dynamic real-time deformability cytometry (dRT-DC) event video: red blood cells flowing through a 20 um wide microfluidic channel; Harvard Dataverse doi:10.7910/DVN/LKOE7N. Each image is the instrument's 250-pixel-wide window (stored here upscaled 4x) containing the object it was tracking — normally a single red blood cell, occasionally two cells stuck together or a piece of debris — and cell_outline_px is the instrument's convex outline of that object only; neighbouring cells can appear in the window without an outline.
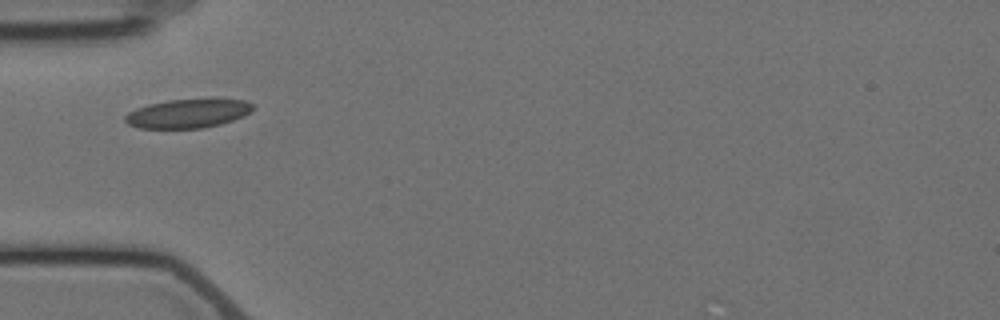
{"species": "Egyptian fruit bat (a non-hibernating species)", "species_latin": "Rousettus aegyptiacus", "temperature_condition": "cold", "stored_images_in_passage": 11, "camera_frame_rate_fps": 3000, "um_per_image_px": 0.085, "animal": {"sex": "female"}, "frame": {"image": 1, "passage_image": 1, "time_ms": 0.0, "image_size_px": [1000, 320], "cell_outline_px": [[252, 112], [244, 116], [220, 124], [204, 128], [140, 128], [128, 124], [124, 120], [124, 116], [128, 112], [136, 108], [148, 104], [168, 100], [244, 100], [252, 104]], "centroid_in_image_um": [15.93, 9.66], "position_along_channel_um": 69.1, "area_um2": 21.21}}
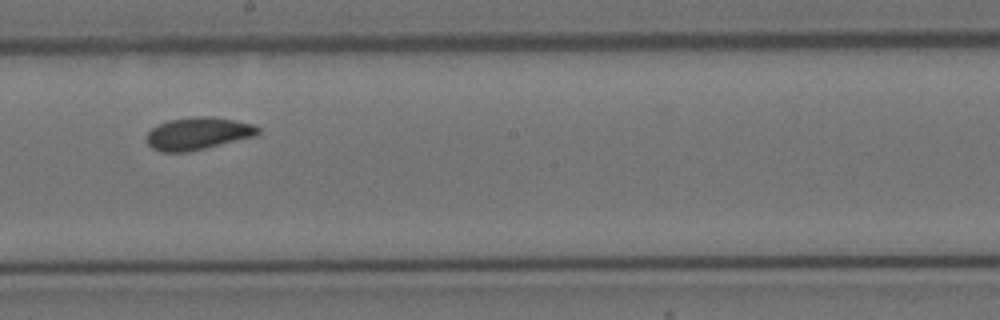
{"frame": {"image": 2, "passage_image": 5, "time_ms": 4.667, "image_size_px": [1000, 320], "cell_outline_px": [[260, 132], [256, 136], [188, 152], [160, 152], [152, 148], [148, 144], [148, 132], [152, 128], [168, 120], [196, 116], [212, 116], [256, 124], [260, 128]], "centroid_in_image_um": [16.87, 11.34], "position_along_channel_um": 231.3, "area_um2": 21.1}}
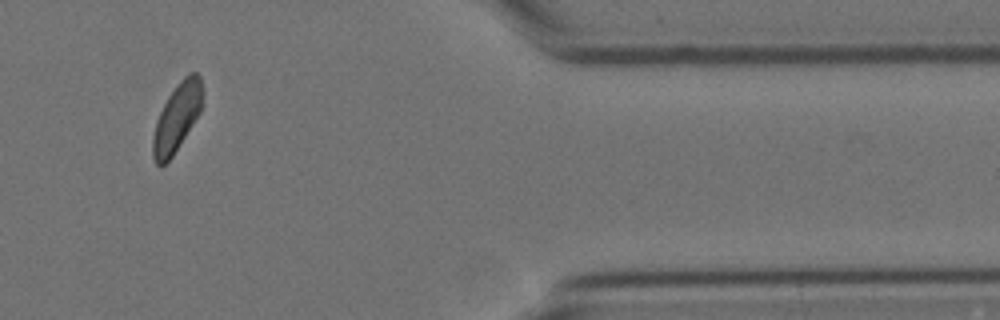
{"frame": {"image": 3, "passage_image": 10, "time_ms": 10.333, "image_size_px": [1000, 320], "cell_outline_px": [[204, 92], [200, 112], [172, 156], [160, 168], [156, 164], [152, 156], [152, 136], [156, 120], [168, 96], [176, 84], [188, 72], [196, 72], [200, 76]], "centroid_in_image_um": [15.03, 9.95], "position_along_channel_um": 396.4, "area_um2": 19.77}, "authors_computed_cell_mechanics": {"area_um2": 20.9814, "velocity_mm_per_s": 3.4778, "shape_relaxation_time_tau1_ms": 7.2397, "shape_relaxation_time_tau2_ms": null, "deformation_change_tau1": 0.0765, "deformation_change_tau2": null}}